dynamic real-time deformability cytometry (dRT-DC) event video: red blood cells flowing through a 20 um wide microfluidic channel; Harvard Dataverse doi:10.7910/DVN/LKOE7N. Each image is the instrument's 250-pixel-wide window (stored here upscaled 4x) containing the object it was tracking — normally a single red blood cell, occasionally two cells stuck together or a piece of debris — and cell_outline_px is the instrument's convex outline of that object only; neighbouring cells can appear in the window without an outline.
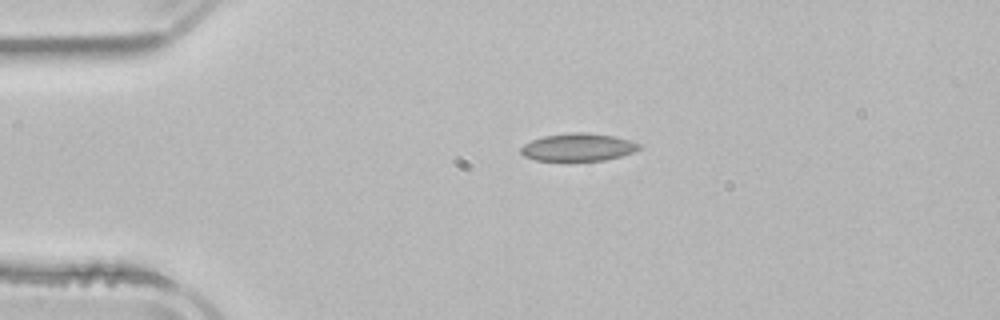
{"species": "common noctule bat (a hibernating species)", "species_latin": "Nyctalus noctula", "temperature_condition": "room temperature", "stored_images_in_passage": 3, "camera_frame_rate_fps": 3000, "um_per_image_px": 0.085, "animal": {"sex": "male", "body_mass_g": 21.5, "forearm_length_mm": 52.0}, "frame": {"image": 1, "passage_image": 1, "time_ms": 0.0, "image_size_px": [1000, 320], "cell_outline_px": [[640, 148], [636, 152], [604, 160], [536, 160], [524, 156], [520, 152], [520, 148], [524, 144], [532, 140], [544, 136], [572, 132], [588, 132], [612, 136], [628, 140], [640, 144]], "centroid_in_image_um": [49.13, 12.51], "position_along_channel_um": 35.9, "area_um2": 18.9}}
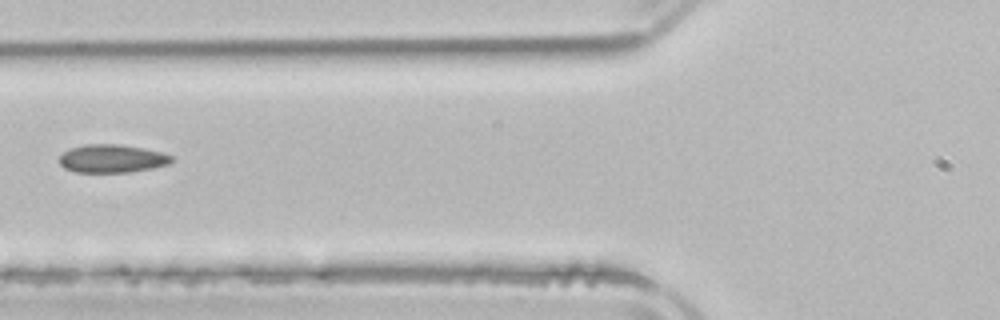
{"frame": {"image": 2, "passage_image": 3, "time_ms": 3.0, "image_size_px": [1000, 320], "cell_outline_px": [[176, 160], [168, 164], [152, 168], [128, 172], [76, 172], [64, 168], [60, 164], [60, 156], [64, 152], [72, 148], [84, 144], [120, 144], [144, 148], [160, 152], [172, 156]], "centroid_in_image_um": [9.54, 13.48], "position_along_channel_um": 116.3, "area_um2": 18.38}}